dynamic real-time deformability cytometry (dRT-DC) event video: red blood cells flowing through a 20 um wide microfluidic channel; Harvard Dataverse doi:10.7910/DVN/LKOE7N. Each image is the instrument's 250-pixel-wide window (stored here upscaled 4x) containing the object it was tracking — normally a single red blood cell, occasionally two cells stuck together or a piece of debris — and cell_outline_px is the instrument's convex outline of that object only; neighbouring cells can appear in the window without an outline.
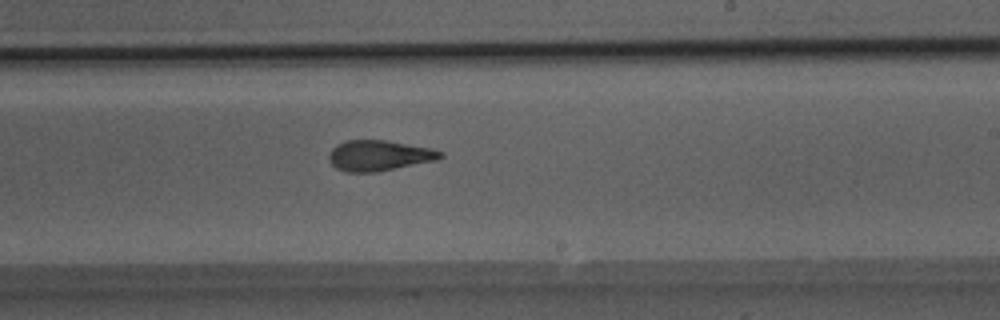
{"species": "Egyptian fruit bat (a non-hibernating species)", "species_latin": "Rousettus aegyptiacus", "temperature_condition": "room temperature", "stored_images_in_passage": 32, "camera_frame_rate_fps": 3000, "um_per_image_px": 0.085, "animal": {"sex": "male"}, "frame": {"image": 1, "passage_image": 14, "time_ms": 4.333, "image_size_px": [1000, 320], "cell_outline_px": [[444, 156], [436, 160], [376, 172], [344, 172], [336, 168], [328, 160], [328, 156], [332, 148], [336, 144], [344, 140], [384, 140], [432, 148], [444, 152]], "centroid_in_image_um": [32.2, 13.22], "position_along_channel_um": 256.8, "area_um2": 19.94}}
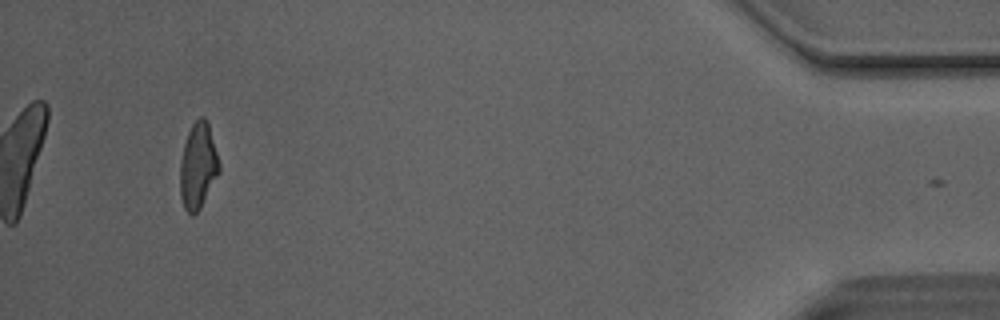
{"frame": {"image": 2, "passage_image": 31, "time_ms": 10.0, "image_size_px": [1000, 320], "cell_outline_px": [[220, 172], [200, 208], [192, 216], [184, 208], [180, 196], [180, 160], [184, 144], [188, 132], [192, 124], [200, 116], [204, 116], [208, 120], [220, 164]], "centroid_in_image_um": [16.84, 14.08], "position_along_channel_um": 418.4, "area_um2": 19.71}}